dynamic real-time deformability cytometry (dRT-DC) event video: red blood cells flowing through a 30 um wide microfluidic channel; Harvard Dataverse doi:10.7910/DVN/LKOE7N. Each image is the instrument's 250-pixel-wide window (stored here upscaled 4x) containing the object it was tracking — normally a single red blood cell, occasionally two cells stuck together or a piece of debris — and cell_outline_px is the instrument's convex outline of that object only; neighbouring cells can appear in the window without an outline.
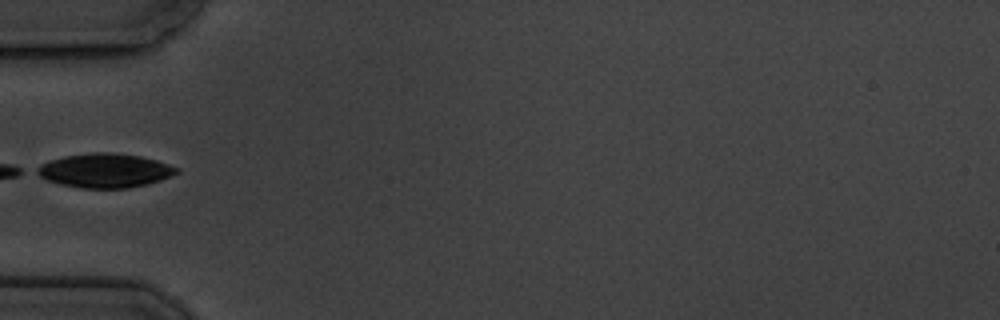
{"species": "common noctule bat (a hibernating species)", "species_latin": "Nyctalus noctula", "temperature_condition": "cold", "stored_images_in_passage": 4, "camera_frame_rate_fps": 3000, "um_per_image_px": 0.085, "animal": {"sex": "male", "body_mass_g": 19.5, "forearm_length_mm": 54.6}, "frame": {"image": 1, "passage_image": 4, "time_ms": 4.333, "image_size_px": [1000, 320], "cell_outline_px": [[180, 172], [160, 180], [148, 184], [128, 188], [80, 188], [60, 184], [48, 180], [32, 172], [32, 168], [40, 164], [64, 156], [92, 152], [108, 152], [140, 156], [156, 160], [180, 168]], "centroid_in_image_um": [8.88, 14.5], "position_along_channel_um": 76.1, "area_um2": 27.92}}